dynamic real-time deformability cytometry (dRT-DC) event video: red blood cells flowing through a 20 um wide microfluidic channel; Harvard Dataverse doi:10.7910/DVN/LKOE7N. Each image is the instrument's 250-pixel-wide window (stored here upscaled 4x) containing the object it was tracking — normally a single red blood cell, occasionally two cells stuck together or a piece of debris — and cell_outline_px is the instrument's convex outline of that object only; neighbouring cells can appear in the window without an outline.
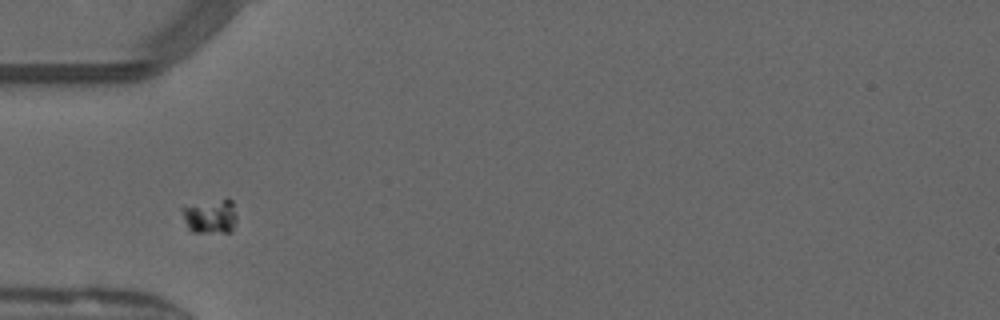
{"species": "common noctule bat (a hibernating species)", "species_latin": "Nyctalus noctula", "temperature_condition": "warm", "stored_images_in_passage": 41, "camera_frame_rate_fps": 3000, "um_per_image_px": 0.085, "animal": {"sex": "male", "forearm_length_mm": 52.5}, "frame": {"image": 1, "passage_image": 6, "time_ms": 1.667, "image_size_px": [1000, 320], "cell_outline_px": [[236, 220], [232, 232], [192, 232], [188, 228], [184, 220], [180, 208], [180, 204], [228, 196], [232, 200], [236, 216]], "centroid_in_image_um": [17.83, 18.3], "position_along_channel_um": 67.2, "area_um2": 11.79}}
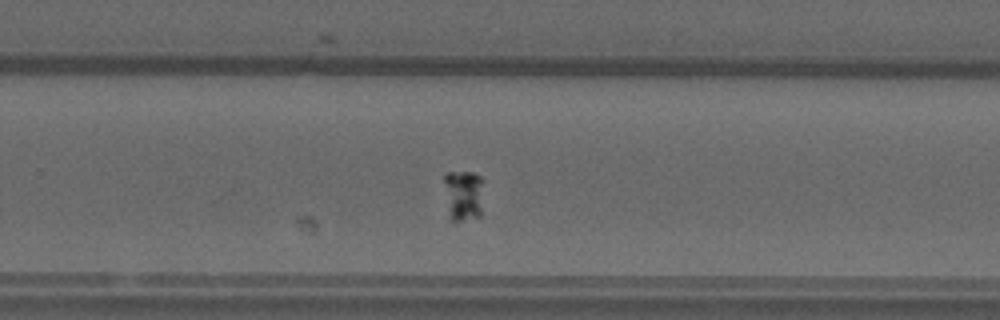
{"frame": {"image": 2, "passage_image": 23, "time_ms": 7.333, "image_size_px": [1000, 320], "cell_outline_px": [[484, 180], [480, 216], [460, 220], [448, 220], [444, 180], [444, 172], [472, 172], [480, 176]], "centroid_in_image_um": [39.38, 16.57], "position_along_channel_um": 290.4, "area_um2": 12.08}}
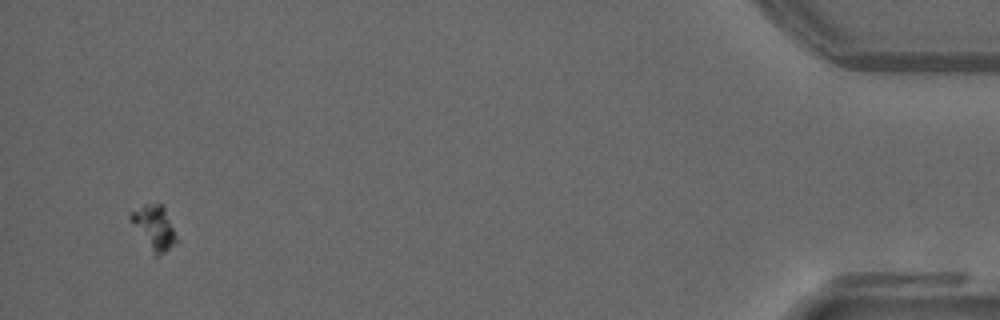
{"frame": {"image": 3, "passage_image": 39, "time_ms": 12.667, "image_size_px": [1000, 320], "cell_outline_px": [[176, 240], [164, 252], [156, 256], [128, 216], [132, 212], [144, 204], [164, 204], [176, 236]], "centroid_in_image_um": [13.12, 19.27], "position_along_channel_um": 422.1, "area_um2": 10.98}}